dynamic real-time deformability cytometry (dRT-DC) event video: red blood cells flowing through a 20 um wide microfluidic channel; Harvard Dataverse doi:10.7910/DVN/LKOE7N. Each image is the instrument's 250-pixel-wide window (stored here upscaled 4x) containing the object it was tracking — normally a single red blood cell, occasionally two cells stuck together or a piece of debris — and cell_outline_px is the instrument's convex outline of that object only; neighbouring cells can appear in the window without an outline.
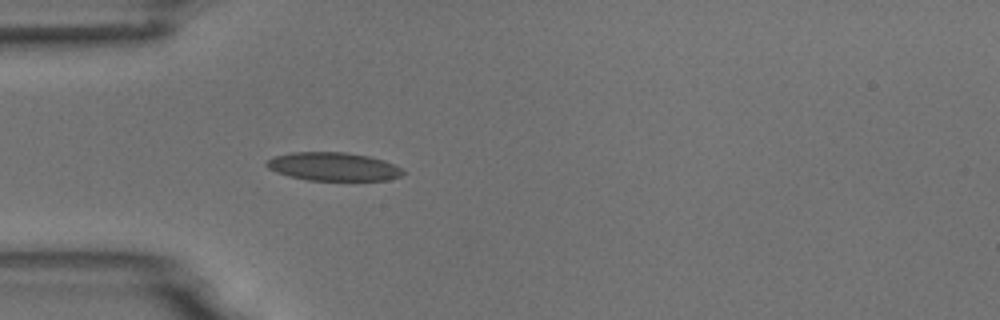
{"species": "common noctule bat (a hibernating species)", "species_latin": "Nyctalus noctula", "temperature_condition": "room temperature", "stored_images_in_passage": 5, "camera_frame_rate_fps": 3000, "um_per_image_px": 0.085, "animal": {"sex": "male", "body_mass_g": 18.8}, "frame": {"image": 1, "passage_image": 5, "time_ms": 4.667, "image_size_px": [1000, 320], "cell_outline_px": [[404, 172], [400, 176], [388, 180], [308, 180], [288, 176], [276, 172], [268, 168], [264, 164], [268, 160], [276, 156], [292, 152], [344, 152], [368, 156], [384, 160], [400, 168]], "centroid_in_image_um": [28.3, 14.16], "position_along_channel_um": 56.7, "area_um2": 22.37}}